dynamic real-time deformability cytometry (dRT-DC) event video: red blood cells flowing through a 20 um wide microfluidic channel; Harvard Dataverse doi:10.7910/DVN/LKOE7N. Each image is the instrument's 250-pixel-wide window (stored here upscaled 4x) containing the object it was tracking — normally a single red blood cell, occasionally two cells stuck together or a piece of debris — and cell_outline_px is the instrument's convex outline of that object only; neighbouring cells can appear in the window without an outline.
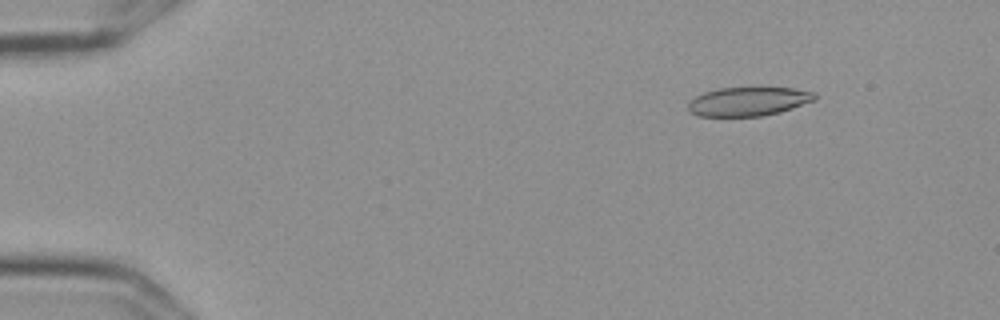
{"species": "Egyptian fruit bat (a non-hibernating species)", "species_latin": "Rousettus aegyptiacus", "temperature_condition": "cold", "stored_images_in_passage": 58, "camera_frame_rate_fps": 3000, "um_per_image_px": 0.085, "frame": {"image": 1, "passage_image": 8, "time_ms": 2.333, "image_size_px": [1000, 320], "cell_outline_px": [[816, 100], [780, 112], [760, 116], [696, 116], [688, 108], [688, 100], [704, 92], [720, 88], [792, 88], [816, 92]], "centroid_in_image_um": [63.61, 8.62], "position_along_channel_um": 21.4, "area_um2": 21.27}}
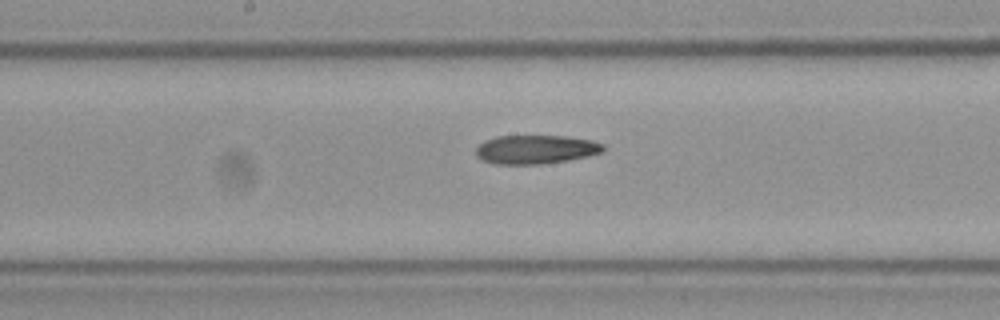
{"frame": {"image": 2, "passage_image": 31, "time_ms": 10.0, "image_size_px": [1000, 320], "cell_outline_px": [[604, 152], [588, 156], [568, 160], [540, 164], [496, 164], [480, 160], [476, 156], [476, 148], [484, 140], [496, 136], [568, 136], [592, 140], [604, 144]], "centroid_in_image_um": [45.54, 12.7], "position_along_channel_um": 202.7, "area_um2": 21.56}}
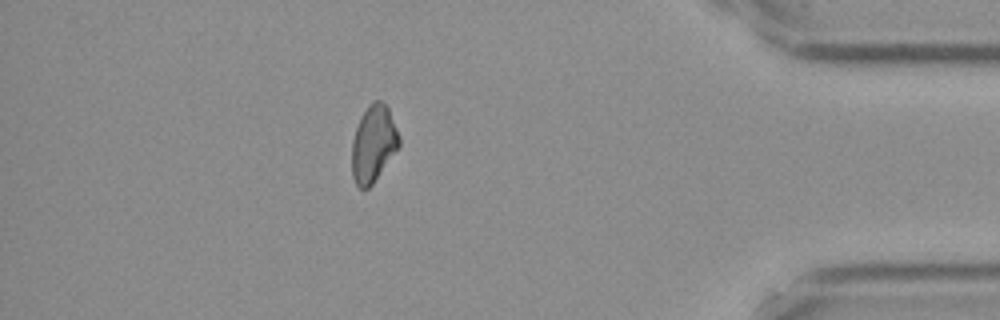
{"frame": {"image": 3, "passage_image": 51, "time_ms": 16.667, "image_size_px": [1000, 320], "cell_outline_px": [[400, 148], [372, 184], [368, 188], [360, 188], [356, 184], [352, 176], [352, 140], [360, 116], [372, 100], [380, 100], [388, 108], [400, 136]], "centroid_in_image_um": [31.75, 12.21], "position_along_channel_um": 403.4, "area_um2": 21.27}}